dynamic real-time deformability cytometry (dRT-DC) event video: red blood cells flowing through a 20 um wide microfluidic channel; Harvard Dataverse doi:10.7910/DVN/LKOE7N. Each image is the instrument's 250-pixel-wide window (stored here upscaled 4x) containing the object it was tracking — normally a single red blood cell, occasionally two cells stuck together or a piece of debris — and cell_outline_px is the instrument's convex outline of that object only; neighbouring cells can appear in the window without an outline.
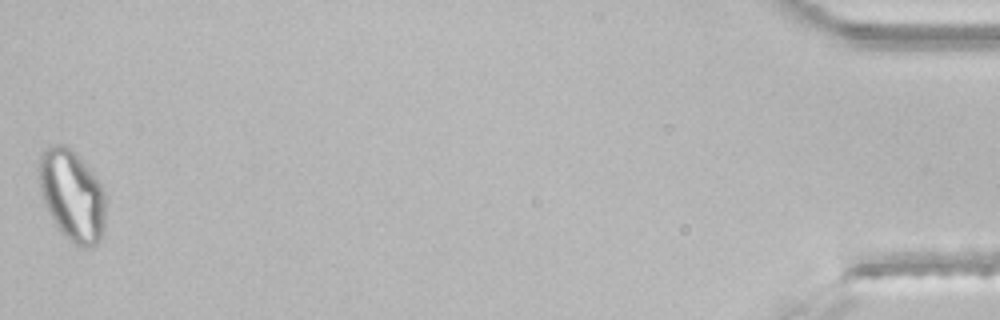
{"species": "common noctule bat (a hibernating species)", "species_latin": "Nyctalus noctula", "temperature_condition": "room temperature", "stored_images_in_passage": 46, "segment_of_instrument_passage": [2, 2], "camera_frame_rate_fps": 3000, "um_per_image_px": 0.085, "animal": {"sex": "male", "body_mass_g": 21.5, "forearm_length_mm": 52.0}, "frame": {"image": 1, "passage_image": 46, "time_ms": 15.0, "image_size_px": [1000, 320], "cell_outline_px": [[104, 232], [100, 240], [92, 248], [84, 248], [72, 244], [60, 232], [48, 212], [44, 204], [40, 192], [40, 152], [48, 144], [64, 144], [92, 172], [104, 188]], "centroid_in_image_um": [6.12, 16.66], "position_along_channel_um": 429.1, "area_um2": 35.43}}